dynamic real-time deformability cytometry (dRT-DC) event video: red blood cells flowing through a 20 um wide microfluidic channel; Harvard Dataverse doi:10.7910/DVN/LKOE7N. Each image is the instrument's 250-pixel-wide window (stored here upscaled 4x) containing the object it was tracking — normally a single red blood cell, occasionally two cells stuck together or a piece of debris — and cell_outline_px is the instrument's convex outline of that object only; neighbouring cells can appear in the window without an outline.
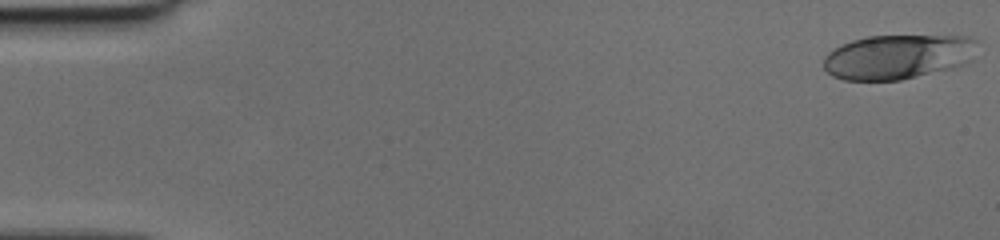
{"species": "human", "species_latin": "Homo sapiens", "temperature_condition": "cold", "stored_images_in_passage": 50, "camera_frame_rate_fps": 3000, "um_per_image_px": 0.085, "donor": {"sex": "female"}, "frame": {"image": 1, "passage_image": 1, "time_ms": 0.0, "image_size_px": [1000, 240], "cell_outline_px": [[976, 40], [960, 64], [948, 68], [900, 80], [844, 80], [832, 76], [824, 68], [824, 56], [828, 52], [852, 40], [868, 36], [968, 36]], "centroid_in_image_um": [76.14, 4.82], "position_along_channel_um": 8.9, "area_um2": 38.55}}
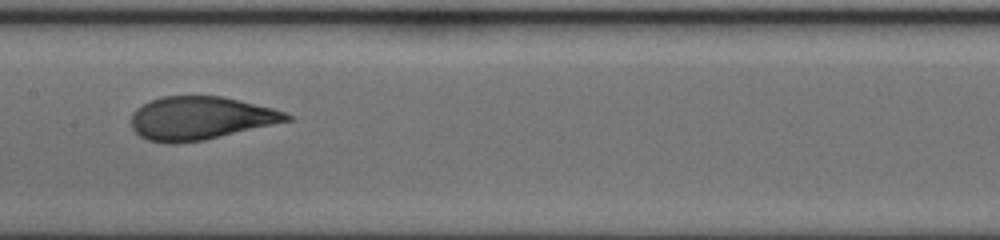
{"frame": {"image": 2, "passage_image": 26, "time_ms": 8.333, "image_size_px": [1000, 240], "cell_outline_px": [[292, 120], [204, 140], [176, 144], [168, 144], [148, 140], [140, 136], [132, 128], [132, 112], [136, 108], [152, 100], [164, 96], [224, 96], [272, 108], [284, 112], [292, 116]], "centroid_in_image_um": [17.02, 10.05], "position_along_channel_um": 190.4, "area_um2": 39.02}}
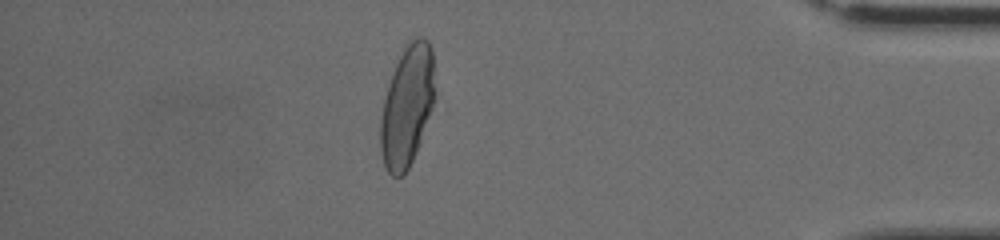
{"frame": {"image": 3, "passage_image": 44, "time_ms": 14.333, "image_size_px": [1000, 240], "cell_outline_px": [[436, 92], [432, 108], [416, 152], [408, 168], [400, 176], [392, 176], [388, 172], [384, 164], [380, 148], [380, 124], [384, 100], [388, 84], [392, 72], [404, 48], [412, 40], [420, 36], [424, 36], [428, 40], [432, 48]], "centroid_in_image_um": [34.62, 8.98], "position_along_channel_um": 400.6, "area_um2": 38.15}}